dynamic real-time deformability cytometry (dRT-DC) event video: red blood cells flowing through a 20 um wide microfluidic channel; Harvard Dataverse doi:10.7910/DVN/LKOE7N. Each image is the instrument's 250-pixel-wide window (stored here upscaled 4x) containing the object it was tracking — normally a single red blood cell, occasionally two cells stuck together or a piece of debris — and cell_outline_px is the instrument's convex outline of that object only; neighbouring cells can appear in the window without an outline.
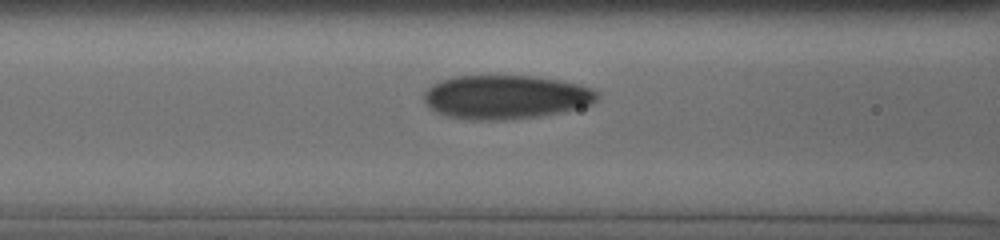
{"species": "human", "species_latin": "Homo sapiens", "temperature_condition": "cold", "stored_images_in_passage": 9, "camera_frame_rate_fps": 3000, "um_per_image_px": 0.085, "donor": {"sex": "male"}, "frame": {"image": 1, "passage_image": 8, "time_ms": 2.667, "image_size_px": [1000, 240], "cell_outline_px": [[596, 100], [592, 104], [560, 112], [536, 116], [500, 120], [472, 120], [448, 116], [436, 112], [424, 100], [424, 92], [432, 84], [440, 80], [456, 76], [536, 76], [560, 80], [580, 84], [592, 88], [596, 92]], "centroid_in_image_um": [42.97, 8.24], "position_along_channel_um": 123.6, "area_um2": 43.99}}